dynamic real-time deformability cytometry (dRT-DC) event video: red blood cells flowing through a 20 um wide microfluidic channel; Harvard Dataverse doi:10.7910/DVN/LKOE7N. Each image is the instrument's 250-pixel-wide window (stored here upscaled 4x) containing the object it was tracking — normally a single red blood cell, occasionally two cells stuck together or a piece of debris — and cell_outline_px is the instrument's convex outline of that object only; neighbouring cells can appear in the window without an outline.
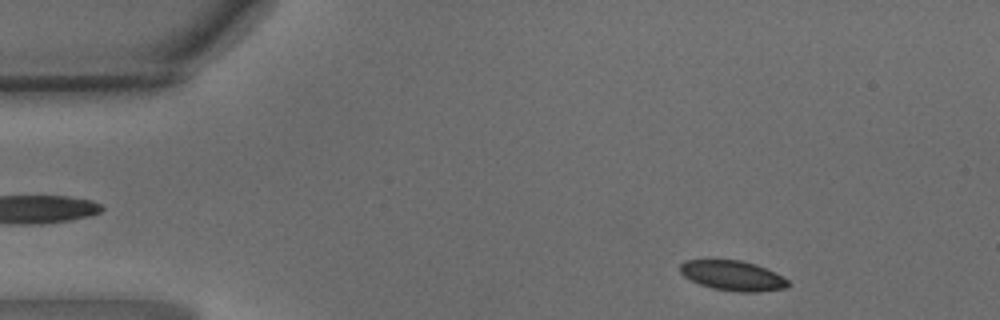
{"species": "common noctule bat (a hibernating species)", "species_latin": "Nyctalus noctula", "temperature_condition": "warm", "stored_images_in_passage": 46, "camera_frame_rate_fps": 3000, "um_per_image_px": 0.085, "animal": {"sex": "male", "body_mass_g": 15.6}, "frame": {"image": 1, "passage_image": 3, "time_ms": 0.667, "image_size_px": [1000, 320], "cell_outline_px": [[788, 284], [784, 288], [756, 292], [740, 292], [712, 288], [700, 284], [684, 276], [680, 272], [680, 264], [684, 260], [740, 260], [756, 264], [788, 280]], "centroid_in_image_um": [62.23, 23.42], "position_along_channel_um": 22.8, "area_um2": 18.5}}
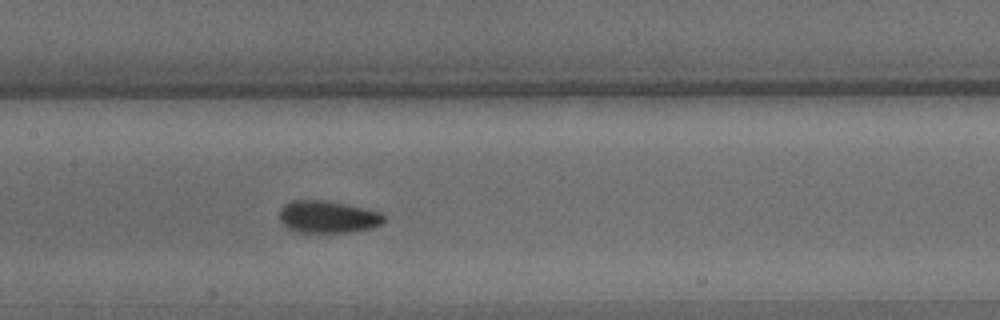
{"frame": {"image": 2, "passage_image": 20, "time_ms": 6.333, "image_size_px": [1000, 320], "cell_outline_px": [[384, 220], [380, 224], [372, 228], [348, 232], [296, 232], [288, 228], [280, 220], [280, 208], [284, 204], [292, 200], [324, 200], [348, 204], [384, 212]], "centroid_in_image_um": [27.88, 18.42], "position_along_channel_um": 179.5, "area_um2": 19.77}}
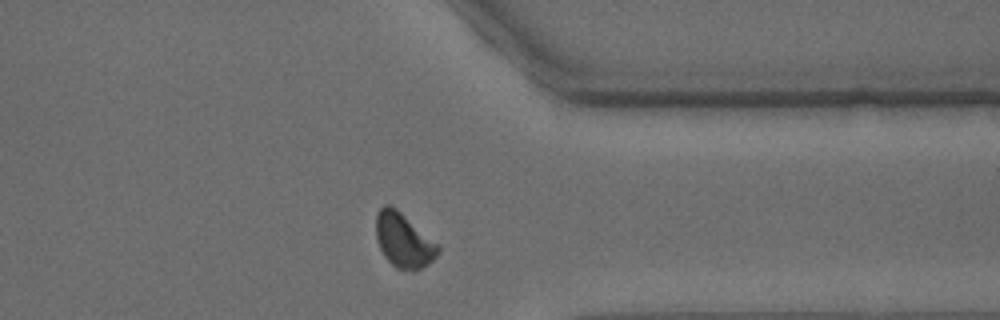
{"frame": {"image": 3, "passage_image": 35, "time_ms": 11.333, "image_size_px": [1000, 320], "cell_outline_px": [[440, 252], [428, 264], [412, 272], [396, 268], [384, 256], [376, 240], [376, 212], [384, 204], [388, 204], [396, 208], [440, 244]], "centroid_in_image_um": [34.32, 20.43], "position_along_channel_um": 377.1, "area_um2": 19.94}, "authors_computed_cell_mechanics": {"area_um2": 19.1896, "velocity_mm_per_s": 4.0671, "shape_relaxation_time_tau1_ms": 2.3056, "shape_relaxation_time_tau2_ms": 2.482, "deformation_change_tau1": 0.0702, "deformation_change_tau2": 0.0621}}